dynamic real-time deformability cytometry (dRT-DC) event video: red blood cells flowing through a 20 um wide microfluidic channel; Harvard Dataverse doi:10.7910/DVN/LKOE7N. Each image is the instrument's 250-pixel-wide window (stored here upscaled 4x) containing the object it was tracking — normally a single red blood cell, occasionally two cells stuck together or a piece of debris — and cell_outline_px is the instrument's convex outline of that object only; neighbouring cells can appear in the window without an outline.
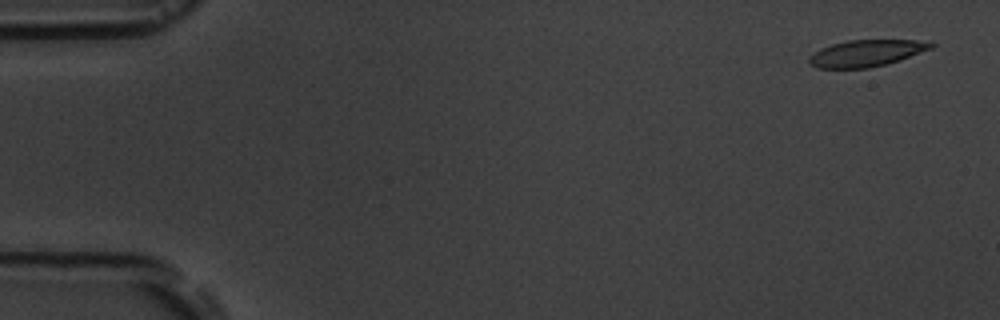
{"species": "common noctule bat (a hibernating species)", "species_latin": "Nyctalus noctula", "temperature_condition": "room temperature", "stored_images_in_passage": 5, "camera_frame_rate_fps": 3000, "um_per_image_px": 0.085, "animal": {"sex": "male", "body_mass_g": 19.5, "forearm_length_mm": 54.6}, "frame": {"image": 1, "passage_image": 1, "time_ms": 0.0, "image_size_px": [1000, 320], "cell_outline_px": [[936, 44], [932, 48], [900, 60], [868, 68], [816, 68], [808, 64], [808, 56], [820, 48], [832, 44], [848, 40], [916, 40]], "centroid_in_image_um": [73.57, 4.52], "position_along_channel_um": 11.4, "area_um2": 18.9}}
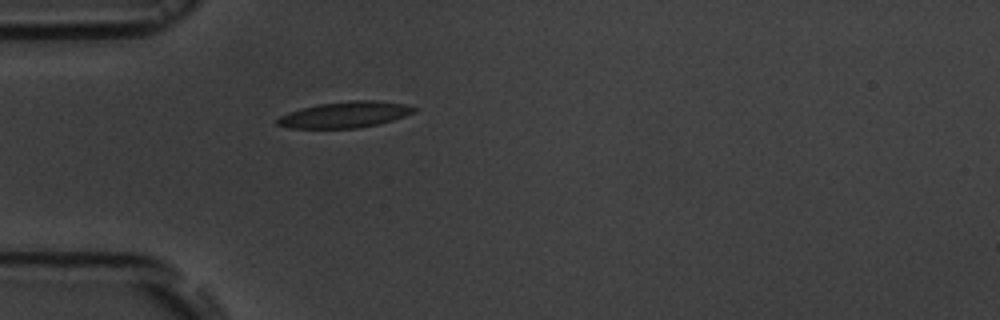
{"frame": {"image": 2, "passage_image": 5, "time_ms": 4.667, "image_size_px": [1000, 320], "cell_outline_px": [[416, 112], [380, 124], [360, 128], [288, 128], [276, 124], [276, 120], [280, 116], [288, 112], [300, 108], [320, 104], [352, 100], [376, 100], [404, 104], [416, 108]], "centroid_in_image_um": [29.31, 9.75], "position_along_channel_um": 55.7, "area_um2": 20.81}}